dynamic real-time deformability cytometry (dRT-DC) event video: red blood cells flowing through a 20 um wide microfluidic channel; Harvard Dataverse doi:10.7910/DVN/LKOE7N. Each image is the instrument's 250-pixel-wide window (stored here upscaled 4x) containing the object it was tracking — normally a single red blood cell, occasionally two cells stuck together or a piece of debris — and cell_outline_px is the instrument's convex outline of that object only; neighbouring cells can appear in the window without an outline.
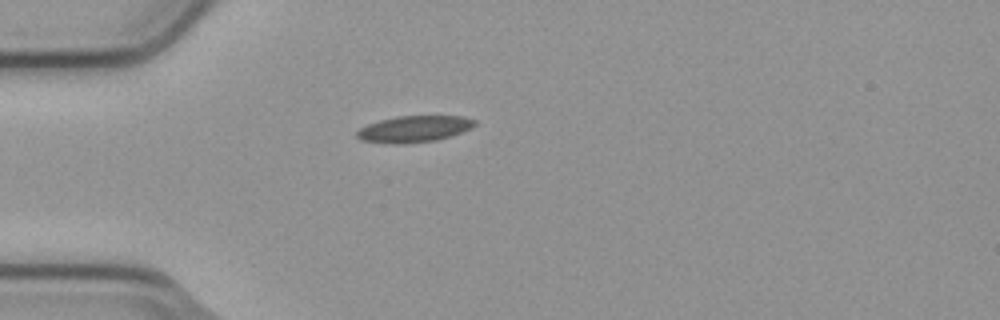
{"species": "common noctule bat (a hibernating species)", "species_latin": "Nyctalus noctula", "temperature_condition": "cold", "stored_images_in_passage": 3, "camera_frame_rate_fps": 3000, "um_per_image_px": 0.085, "animal": {"sex": "male", "body_mass_g": 23.1, "forearm_length_mm": 52.7}, "frame": {"image": 1, "passage_image": 3, "time_ms": 0.667, "image_size_px": [1000, 320], "cell_outline_px": [[476, 124], [472, 128], [452, 136], [436, 140], [400, 144], [396, 144], [360, 140], [356, 136], [356, 132], [360, 128], [368, 124], [380, 120], [396, 116], [464, 116], [476, 120]], "centroid_in_image_um": [35.22, 10.96], "position_along_channel_um": 49.8, "area_um2": 18.21}}